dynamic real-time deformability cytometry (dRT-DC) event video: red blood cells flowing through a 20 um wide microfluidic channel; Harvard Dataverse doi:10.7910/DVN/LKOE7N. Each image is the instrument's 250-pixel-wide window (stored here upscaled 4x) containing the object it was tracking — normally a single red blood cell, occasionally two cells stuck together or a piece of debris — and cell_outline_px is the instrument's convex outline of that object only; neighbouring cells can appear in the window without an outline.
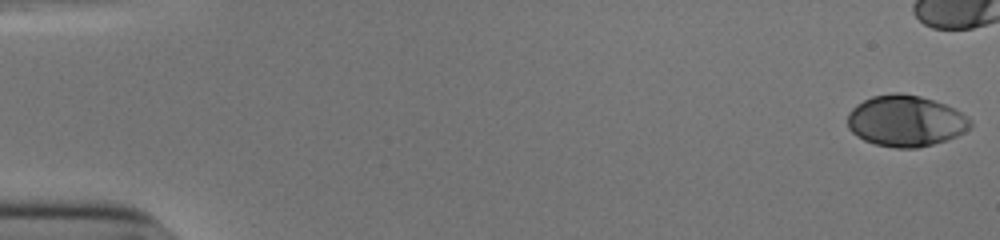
{"species": "human", "species_latin": "Homo sapiens", "temperature_condition": "cold", "stored_images_in_passage": 43, "camera_frame_rate_fps": 3000, "um_per_image_px": 0.085, "donor": {"sex": "male"}, "frame": {"image": 1, "passage_image": 1, "time_ms": 0.0, "image_size_px": [1000, 240], "cell_outline_px": [[972, 124], [964, 132], [956, 136], [932, 144], [916, 148], [896, 148], [876, 144], [864, 140], [856, 136], [848, 128], [848, 112], [856, 104], [872, 96], [896, 92], [900, 92], [920, 96], [944, 104], [968, 116], [972, 120]], "centroid_in_image_um": [76.96, 10.27], "position_along_channel_um": 8.0, "area_um2": 36.53}}
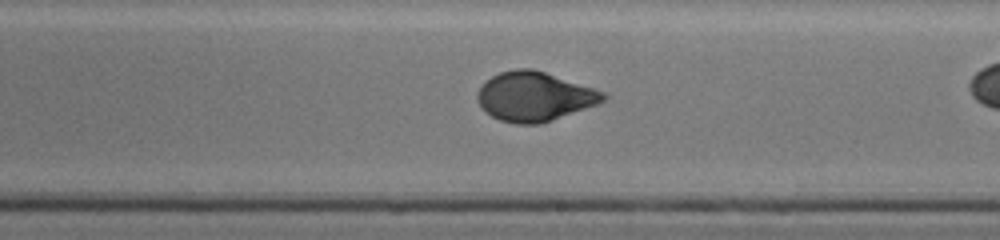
{"frame": {"image": 2, "passage_image": 32, "time_ms": 10.333, "image_size_px": [1000, 240], "cell_outline_px": [[608, 96], [604, 100], [596, 104], [552, 120], [540, 124], [516, 124], [500, 120], [484, 112], [476, 100], [476, 92], [492, 76], [500, 72], [516, 68], [532, 68], [604, 92]], "centroid_in_image_um": [45.37, 8.21], "position_along_channel_um": 243.6, "area_um2": 35.78}}
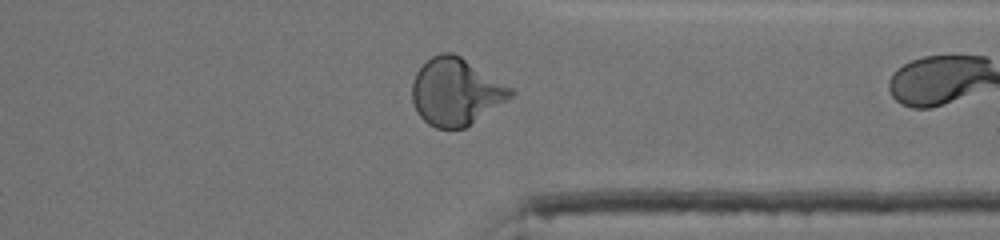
{"frame": {"image": 3, "passage_image": 42, "time_ms": 13.667, "image_size_px": [1000, 240], "cell_outline_px": [[516, 92], [512, 96], [464, 128], [436, 128], [428, 124], [416, 112], [412, 100], [412, 80], [416, 72], [432, 56], [440, 52], [452, 52], [460, 56], [512, 88]], "centroid_in_image_um": [38.7, 7.79], "position_along_channel_um": 372.7, "area_um2": 38.03}}